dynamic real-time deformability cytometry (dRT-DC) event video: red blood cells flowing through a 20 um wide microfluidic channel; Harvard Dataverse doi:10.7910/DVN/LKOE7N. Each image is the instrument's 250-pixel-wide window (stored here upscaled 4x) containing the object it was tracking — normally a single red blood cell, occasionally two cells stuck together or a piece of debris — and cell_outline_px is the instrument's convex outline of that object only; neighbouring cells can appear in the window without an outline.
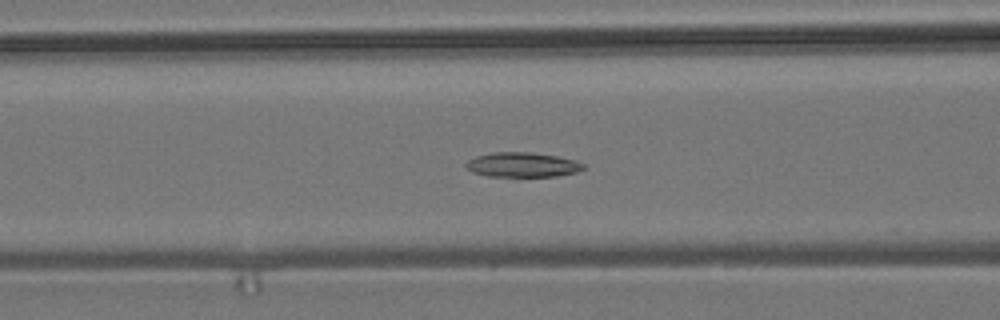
{"species": "common noctule bat (a hibernating species)", "species_latin": "Nyctalus noctula", "temperature_condition": "room temperature", "stored_images_in_passage": 54, "camera_frame_rate_fps": 3000, "um_per_image_px": 0.085, "animal": {"sex": "male", "body_mass_g": 19.2, "forearm_length_mm": 51.8}, "frame": {"image": 1, "passage_image": 21, "time_ms": 6.667, "image_size_px": [1000, 320], "cell_outline_px": [[584, 168], [576, 172], [556, 176], [488, 176], [472, 172], [464, 164], [468, 160], [476, 156], [492, 152], [532, 152], [556, 156], [576, 160], [584, 164]], "centroid_in_image_um": [44.39, 13.99], "position_along_channel_um": 122.2, "area_um2": 16.82}}
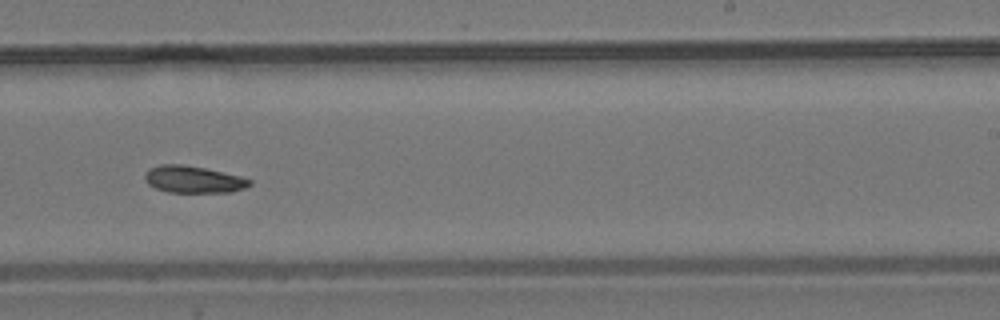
{"frame": {"image": 2, "passage_image": 33, "time_ms": 10.667, "image_size_px": [1000, 320], "cell_outline_px": [[252, 184], [244, 188], [232, 192], [168, 192], [156, 188], [148, 184], [144, 180], [144, 176], [148, 168], [160, 164], [180, 164], [204, 168], [240, 176], [252, 180]], "centroid_in_image_um": [16.41, 15.25], "position_along_channel_um": 272.6, "area_um2": 16.47}}
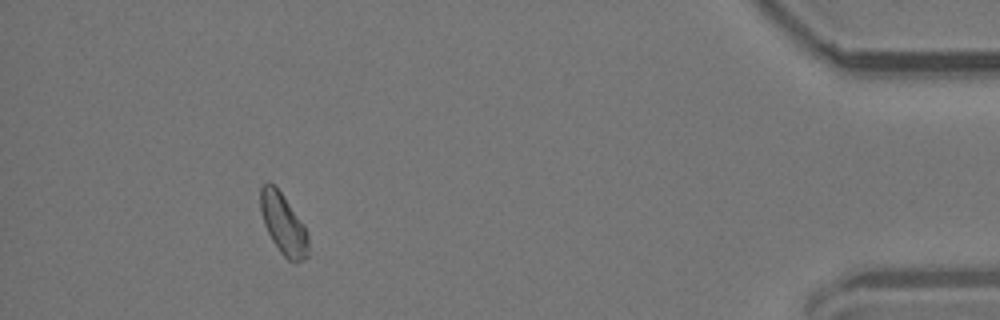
{"frame": {"image": 3, "passage_image": 49, "time_ms": 16.0, "image_size_px": [1000, 320], "cell_outline_px": [[308, 256], [296, 264], [288, 260], [280, 252], [272, 240], [264, 224], [260, 212], [260, 184], [268, 180], [280, 192], [304, 224], [308, 232]], "centroid_in_image_um": [24.08, 19.05], "position_along_channel_um": 411.1, "area_um2": 17.11}}